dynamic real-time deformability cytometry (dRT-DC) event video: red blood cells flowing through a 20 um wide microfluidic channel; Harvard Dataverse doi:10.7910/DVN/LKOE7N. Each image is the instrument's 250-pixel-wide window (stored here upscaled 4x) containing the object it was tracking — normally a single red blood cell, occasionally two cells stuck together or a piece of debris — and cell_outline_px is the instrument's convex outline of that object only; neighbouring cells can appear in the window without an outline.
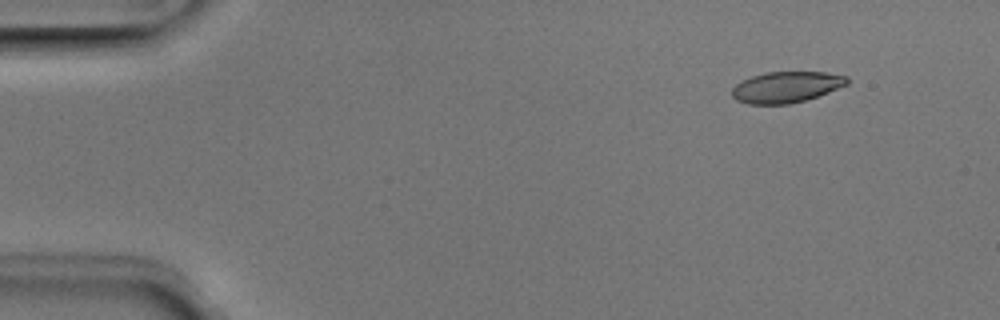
{"species": "Egyptian fruit bat (a non-hibernating species)", "species_latin": "Rousettus aegyptiacus", "temperature_condition": "room temperature", "stored_images_in_passage": 4, "camera_frame_rate_fps": 3000, "um_per_image_px": 0.085, "animal": {"sex": "male"}, "frame": {"image": 1, "passage_image": 2, "time_ms": 0.333, "image_size_px": [1000, 320], "cell_outline_px": [[848, 84], [828, 92], [804, 100], [788, 104], [748, 104], [736, 100], [732, 96], [732, 88], [736, 84], [752, 76], [764, 72], [824, 72], [848, 76]], "centroid_in_image_um": [66.82, 7.4], "position_along_channel_um": 18.2, "area_um2": 20.69}}
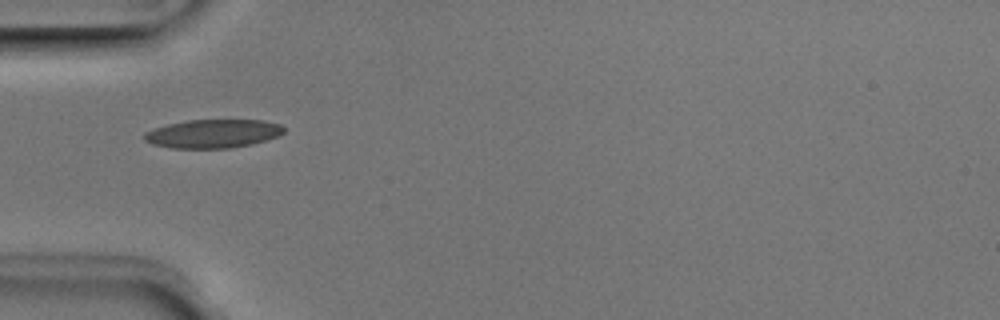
{"frame": {"image": 2, "passage_image": 4, "time_ms": 1.0, "image_size_px": [1000, 320], "cell_outline_px": [[284, 132], [276, 136], [252, 144], [228, 148], [172, 148], [152, 144], [144, 140], [144, 132], [168, 124], [188, 120], [264, 120], [280, 124], [284, 128]], "centroid_in_image_um": [18.09, 11.36], "position_along_channel_um": 66.9, "area_um2": 23.06}}